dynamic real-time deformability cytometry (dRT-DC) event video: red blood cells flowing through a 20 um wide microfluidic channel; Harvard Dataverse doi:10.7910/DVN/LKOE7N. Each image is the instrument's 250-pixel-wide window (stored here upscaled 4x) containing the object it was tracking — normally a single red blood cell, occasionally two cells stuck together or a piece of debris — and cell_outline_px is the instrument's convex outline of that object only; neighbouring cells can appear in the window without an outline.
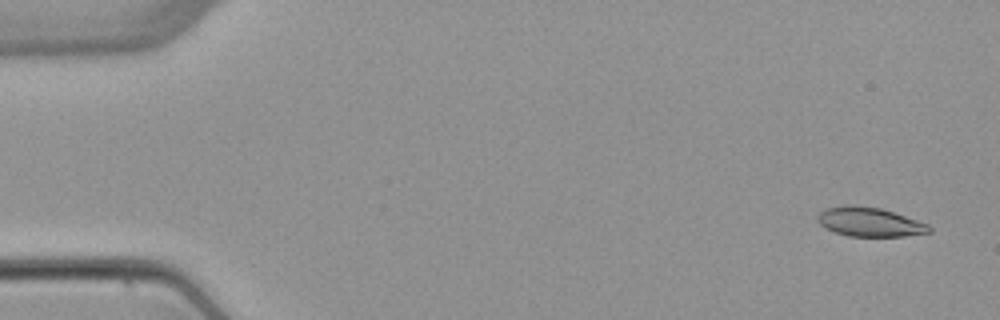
{"species": "common noctule bat (a hibernating species)", "species_latin": "Nyctalus noctula", "temperature_condition": "warm", "stored_images_in_passage": 5, "camera_frame_rate_fps": 3000, "um_per_image_px": 0.085, "animal": {"sex": "female", "body_mass_g": 22.7, "forearm_length_mm": 54.2}, "frame": {"image": 1, "passage_image": 1, "time_ms": 0.0, "image_size_px": [1000, 320], "cell_outline_px": [[932, 232], [904, 236], [848, 236], [836, 232], [820, 224], [816, 216], [824, 208], [848, 204], [880, 208], [928, 224], [932, 228]], "centroid_in_image_um": [73.91, 18.86], "position_along_channel_um": 11.1, "area_um2": 18.79}}
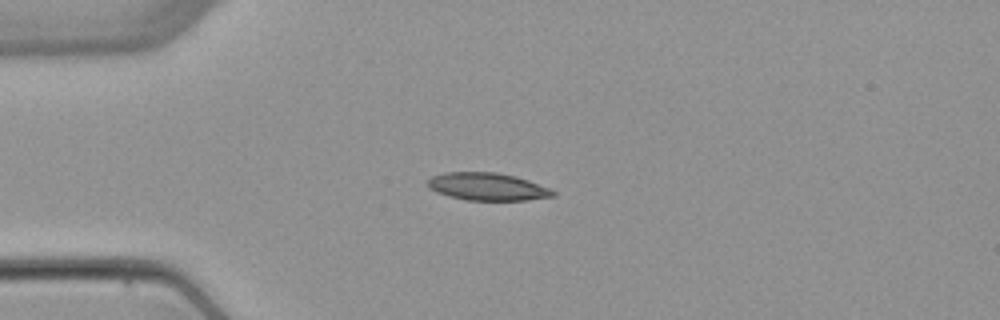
{"frame": {"image": 2, "passage_image": 4, "time_ms": 3.667, "image_size_px": [1000, 320], "cell_outline_px": [[556, 196], [528, 200], [464, 200], [448, 196], [436, 192], [428, 188], [424, 184], [432, 176], [448, 172], [496, 172], [516, 176], [528, 180], [548, 188], [556, 192]], "centroid_in_image_um": [41.4, 15.87], "position_along_channel_um": 43.6, "area_um2": 20.29}}